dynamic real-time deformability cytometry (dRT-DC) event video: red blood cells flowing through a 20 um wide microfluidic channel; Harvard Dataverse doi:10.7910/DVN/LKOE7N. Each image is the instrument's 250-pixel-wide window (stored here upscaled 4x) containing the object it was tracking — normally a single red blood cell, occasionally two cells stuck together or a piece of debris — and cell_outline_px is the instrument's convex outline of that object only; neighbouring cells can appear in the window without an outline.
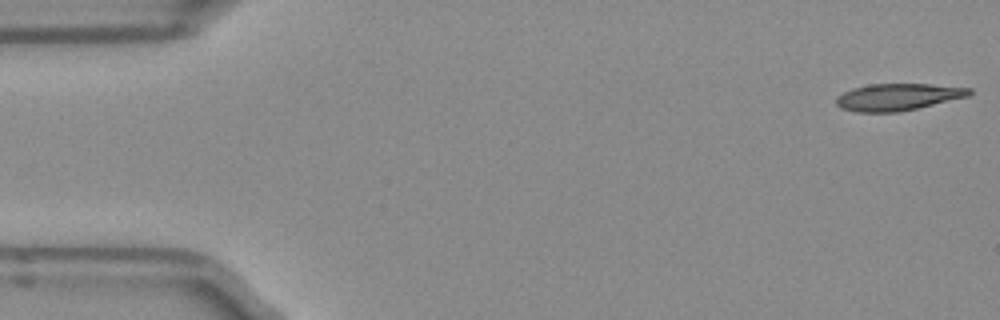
{"species": "Egyptian fruit bat (a non-hibernating species)", "species_latin": "Rousettus aegyptiacus", "temperature_condition": "room temperature", "stored_images_in_passage": 5, "camera_frame_rate_fps": 3000, "um_per_image_px": 0.085, "frame": {"image": 1, "passage_image": 1, "time_ms": 0.0, "image_size_px": [1000, 320], "cell_outline_px": [[972, 92], [968, 96], [916, 108], [896, 112], [856, 112], [840, 108], [836, 104], [836, 96], [852, 88], [872, 84], [928, 84], [972, 88]], "centroid_in_image_um": [76.28, 8.24], "position_along_channel_um": 8.7, "area_um2": 20.69}}
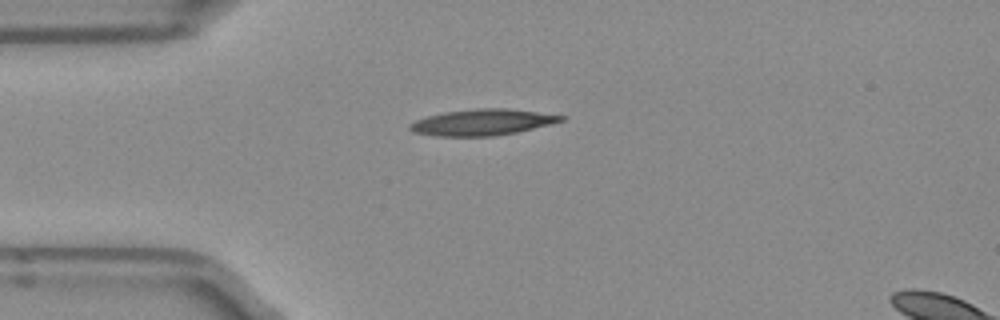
{"frame": {"image": 2, "passage_image": 4, "time_ms": 1.0, "image_size_px": [1000, 320], "cell_outline_px": [[568, 116], [564, 120], [552, 124], [516, 132], [492, 136], [436, 136], [412, 132], [408, 128], [408, 124], [416, 120], [428, 116], [444, 112], [476, 108], [504, 108]], "centroid_in_image_um": [40.98, 10.39], "position_along_channel_um": 44.0, "area_um2": 23.0}}